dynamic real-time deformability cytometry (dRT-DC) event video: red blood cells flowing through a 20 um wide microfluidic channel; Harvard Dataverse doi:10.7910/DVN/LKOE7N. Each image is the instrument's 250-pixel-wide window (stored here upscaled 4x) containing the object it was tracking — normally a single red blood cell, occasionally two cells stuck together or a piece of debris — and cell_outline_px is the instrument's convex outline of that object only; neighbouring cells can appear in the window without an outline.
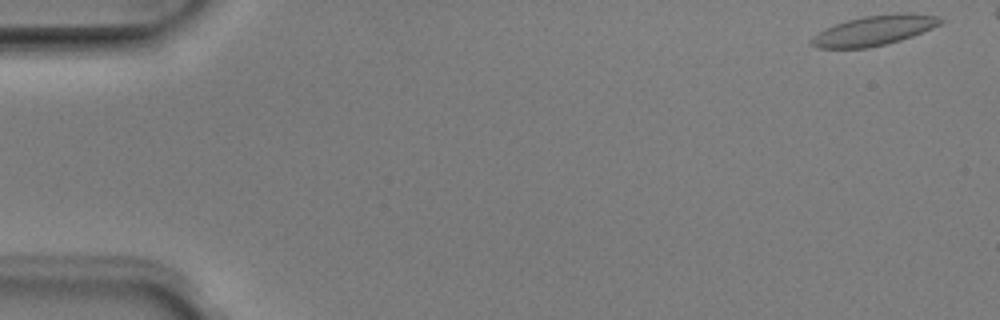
{"species": "Egyptian fruit bat (a non-hibernating species)", "species_latin": "Rousettus aegyptiacus", "temperature_condition": "room temperature", "stored_images_in_passage": 15, "camera_frame_rate_fps": 3000, "um_per_image_px": 0.085, "animal": {"sex": "male"}, "frame": {"image": 1, "passage_image": 1, "time_ms": 0.0, "image_size_px": [1000, 320], "cell_outline_px": [[944, 20], [940, 24], [932, 28], [912, 36], [900, 40], [868, 48], [820, 48], [812, 44], [808, 40], [812, 36], [836, 24], [848, 20], [864, 16], [900, 12], [908, 12], [936, 16]], "centroid_in_image_um": [74.32, 2.58], "position_along_channel_um": 10.7, "area_um2": 22.25}}